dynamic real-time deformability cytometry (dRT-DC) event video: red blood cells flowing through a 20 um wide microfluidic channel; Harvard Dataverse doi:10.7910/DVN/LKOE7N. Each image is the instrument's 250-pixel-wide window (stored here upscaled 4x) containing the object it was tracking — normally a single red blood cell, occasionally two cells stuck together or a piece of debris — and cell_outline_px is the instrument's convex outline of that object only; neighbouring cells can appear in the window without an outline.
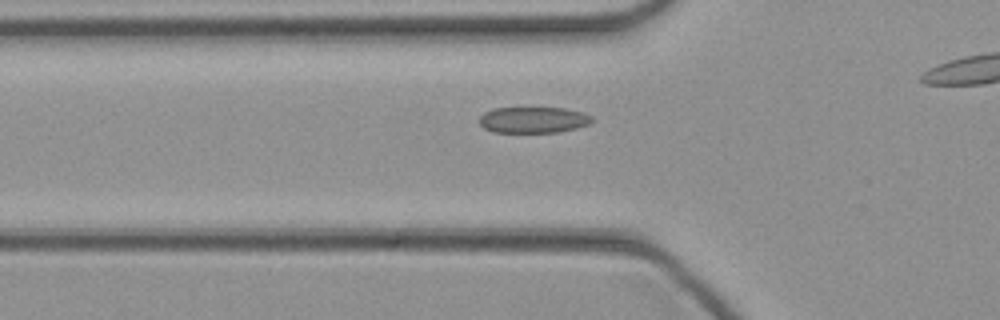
{"species": "common noctule bat (a hibernating species)", "species_latin": "Nyctalus noctula", "temperature_condition": "cold", "stored_images_in_passage": 38, "camera_frame_rate_fps": 3000, "um_per_image_px": 0.085, "animal": {"sex": "female", "body_mass_g": 21.9}, "frame": {"image": 1, "passage_image": 16, "time_ms": 5.0, "image_size_px": [1000, 320], "cell_outline_px": [[592, 120], [588, 124], [576, 128], [560, 132], [492, 132], [484, 128], [480, 124], [480, 116], [484, 112], [492, 108], [564, 108], [580, 112], [592, 116]], "centroid_in_image_um": [45.3, 10.19], "position_along_channel_um": 80.5, "area_um2": 17.05}}
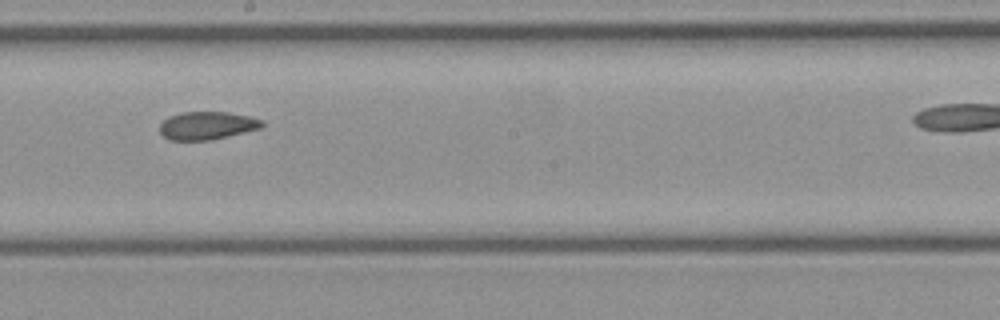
{"frame": {"image": 2, "passage_image": 26, "time_ms": 8.333, "image_size_px": [1000, 320], "cell_outline_px": [[264, 124], [260, 128], [212, 140], [168, 140], [160, 132], [160, 124], [168, 116], [184, 112], [228, 112], [248, 116], [264, 120]], "centroid_in_image_um": [17.59, 10.67], "position_along_channel_um": 230.6, "area_um2": 16.65}}
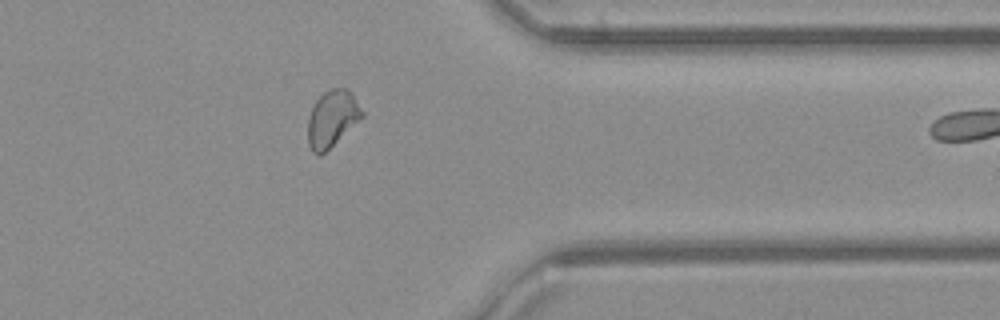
{"frame": {"image": 3, "passage_image": 37, "time_ms": 12.0, "image_size_px": [1000, 320], "cell_outline_px": [[364, 116], [320, 156], [316, 156], [312, 152], [308, 144], [308, 116], [316, 100], [324, 92], [332, 88], [348, 88], [352, 92], [364, 112]], "centroid_in_image_um": [28.23, 10.07], "position_along_channel_um": 383.2, "area_um2": 17.86}}